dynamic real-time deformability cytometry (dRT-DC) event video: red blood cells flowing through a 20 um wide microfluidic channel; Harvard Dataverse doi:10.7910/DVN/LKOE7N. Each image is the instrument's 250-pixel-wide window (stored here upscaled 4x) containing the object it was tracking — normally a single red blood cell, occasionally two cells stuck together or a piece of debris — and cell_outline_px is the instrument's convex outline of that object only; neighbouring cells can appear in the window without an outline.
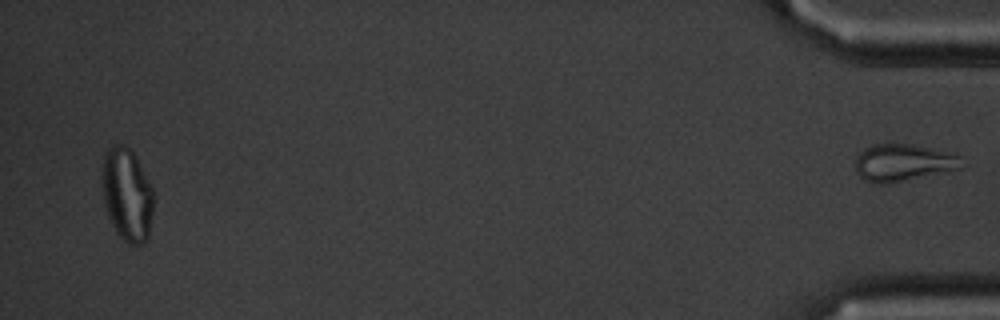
{"species": "common noctule bat (a hibernating species)", "species_latin": "Nyctalus noctula", "temperature_condition": "cold", "stored_images_in_passage": 53, "segment_of_instrument_passage": [2, 2], "camera_frame_rate_fps": 3000, "um_per_image_px": 0.085, "animal": {"sex": "male", "body_mass_g": 20.1, "forearm_length_mm": 53.5}, "frame": {"image": 1, "passage_image": 53, "time_ms": 17.333, "image_size_px": [1000, 320], "cell_outline_px": [[964, 168], [884, 184], [880, 184], [868, 180], [860, 176], [856, 168], [856, 156], [864, 148], [872, 144], [908, 144], [952, 152], [960, 156]], "centroid_in_image_um": [76.81, 13.81], "position_along_channel_um": 358.4, "area_um2": 22.77}}